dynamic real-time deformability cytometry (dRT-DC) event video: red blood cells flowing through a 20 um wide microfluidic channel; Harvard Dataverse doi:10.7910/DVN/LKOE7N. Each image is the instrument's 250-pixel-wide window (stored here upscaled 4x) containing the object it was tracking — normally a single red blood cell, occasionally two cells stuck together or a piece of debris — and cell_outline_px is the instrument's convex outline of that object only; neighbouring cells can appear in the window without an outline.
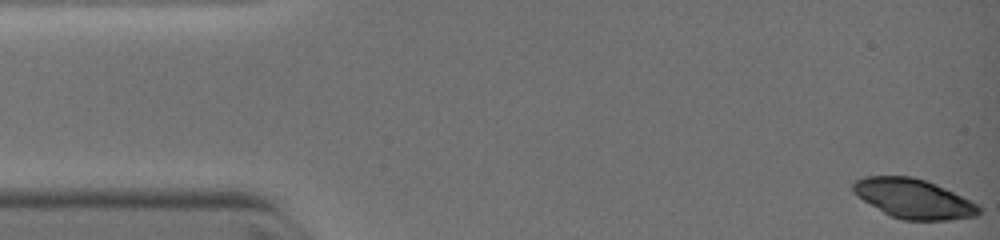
{"species": "common noctule bat (a hibernating species)", "species_latin": "Nyctalus noctula", "temperature_condition": "warm", "stored_images_in_passage": 28, "camera_frame_rate_fps": 3000, "um_per_image_px": 0.085, "animal": {"sex": "female", "body_mass_g": 19.0, "forearm_length_mm": 51.5}, "frame": {"image": 1, "passage_image": 1, "time_ms": 0.0, "image_size_px": [1000, 240], "cell_outline_px": [[980, 212], [976, 216], [948, 220], [900, 220], [884, 212], [864, 200], [852, 192], [852, 180], [864, 176], [912, 176], [936, 184], [980, 204]], "centroid_in_image_um": [77.65, 16.88], "position_along_channel_um": 7.3, "area_um2": 28.96}}